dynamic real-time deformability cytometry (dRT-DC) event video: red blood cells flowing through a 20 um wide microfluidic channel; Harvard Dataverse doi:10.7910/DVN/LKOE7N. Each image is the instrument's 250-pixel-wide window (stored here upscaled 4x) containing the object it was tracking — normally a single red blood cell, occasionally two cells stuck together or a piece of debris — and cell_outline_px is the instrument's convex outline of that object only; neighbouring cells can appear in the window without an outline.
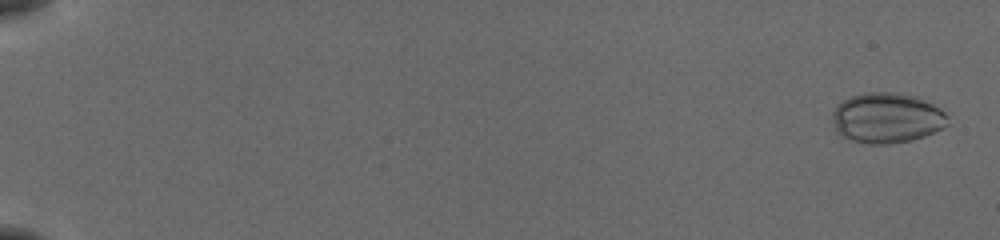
{"species": "common noctule bat (a hibernating species)", "species_latin": "Nyctalus noctula", "temperature_condition": "cold", "stored_images_in_passage": 55, "camera_frame_rate_fps": 3000, "um_per_image_px": 0.085, "animal": {"sex": "female", "body_mass_g": 19.5, "forearm_length_mm": 54.1}, "frame": {"image": 1, "passage_image": 2, "time_ms": 0.333, "image_size_px": [1000, 240], "cell_outline_px": [[948, 124], [924, 136], [912, 140], [888, 144], [868, 144], [852, 140], [836, 132], [832, 120], [832, 112], [836, 104], [852, 96], [864, 92], [892, 92], [916, 96], [940, 108], [948, 116]], "centroid_in_image_um": [75.35, 10.02], "position_along_channel_um": 9.6, "area_um2": 33.81}}
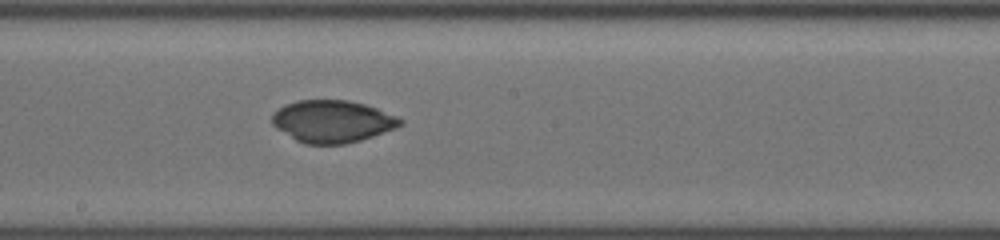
{"frame": {"image": 2, "passage_image": 33, "time_ms": 10.667, "image_size_px": [1000, 240], "cell_outline_px": [[404, 124], [396, 128], [360, 140], [344, 144], [304, 144], [296, 140], [276, 128], [272, 124], [272, 112], [284, 104], [296, 100], [348, 100], [364, 104], [376, 108], [396, 116], [404, 120]], "centroid_in_image_um": [28.23, 10.31], "position_along_channel_um": 220.0, "area_um2": 31.62}}
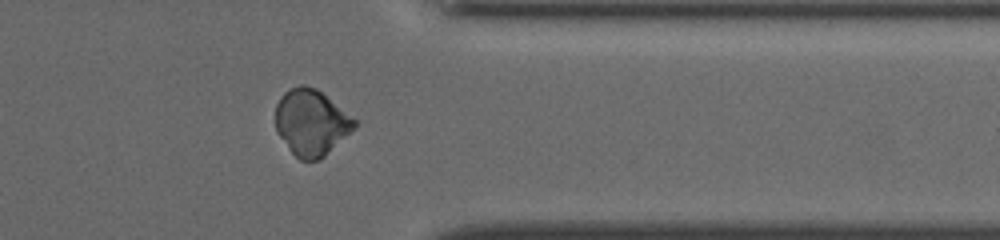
{"frame": {"image": 3, "passage_image": 46, "time_ms": 15.0, "image_size_px": [1000, 240], "cell_outline_px": [[356, 128], [324, 156], [316, 160], [300, 160], [288, 148], [276, 132], [276, 104], [280, 96], [288, 88], [300, 84], [304, 84], [316, 88], [356, 120]], "centroid_in_image_um": [26.43, 10.39], "position_along_channel_um": 385.0, "area_um2": 30.35}}